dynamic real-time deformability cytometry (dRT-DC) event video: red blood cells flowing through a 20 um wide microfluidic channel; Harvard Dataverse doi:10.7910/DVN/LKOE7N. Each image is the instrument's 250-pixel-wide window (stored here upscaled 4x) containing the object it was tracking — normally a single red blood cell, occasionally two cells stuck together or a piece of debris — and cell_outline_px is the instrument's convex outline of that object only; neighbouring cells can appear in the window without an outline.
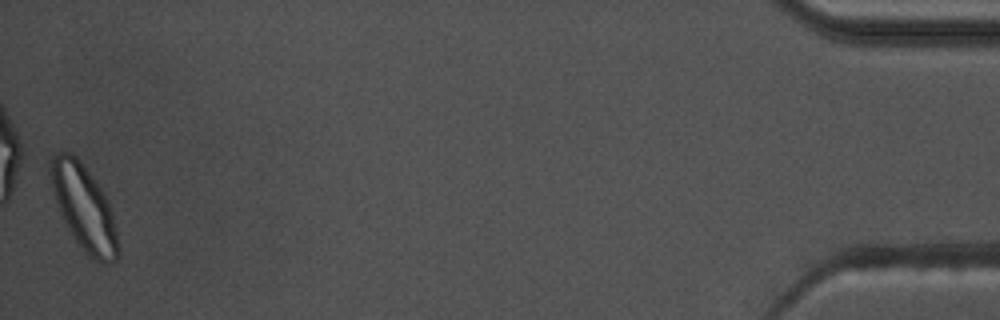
{"species": "common noctule bat (a hibernating species)", "species_latin": "Nyctalus noctula", "temperature_condition": "warm", "stored_images_in_passage": 58, "camera_frame_rate_fps": 3000, "um_per_image_px": 0.085, "animal": {"sex": "male", "body_mass_g": 17.5, "forearm_length_mm": 52.3}, "frame": {"image": 1, "passage_image": 58, "time_ms": 19.0, "image_size_px": [1000, 320], "cell_outline_px": [[120, 256], [112, 264], [104, 264], [96, 260], [84, 252], [72, 236], [56, 204], [52, 188], [48, 168], [56, 152], [72, 152], [76, 156], [104, 192], [108, 200], [112, 212], [120, 248]], "centroid_in_image_um": [7.16, 17.68], "position_along_channel_um": 428.0, "area_um2": 33.64}, "authors_computed_cell_mechanics": {"area_um2": 22.2241, "velocity_mm_per_s": 3.5275, "shape_relaxation_time_tau1_ms": 4.8639, "shape_relaxation_time_tau2_ms": 1.2225, "deformation_change_tau1": 0.1521, "deformation_change_tau2": 0.0583}}